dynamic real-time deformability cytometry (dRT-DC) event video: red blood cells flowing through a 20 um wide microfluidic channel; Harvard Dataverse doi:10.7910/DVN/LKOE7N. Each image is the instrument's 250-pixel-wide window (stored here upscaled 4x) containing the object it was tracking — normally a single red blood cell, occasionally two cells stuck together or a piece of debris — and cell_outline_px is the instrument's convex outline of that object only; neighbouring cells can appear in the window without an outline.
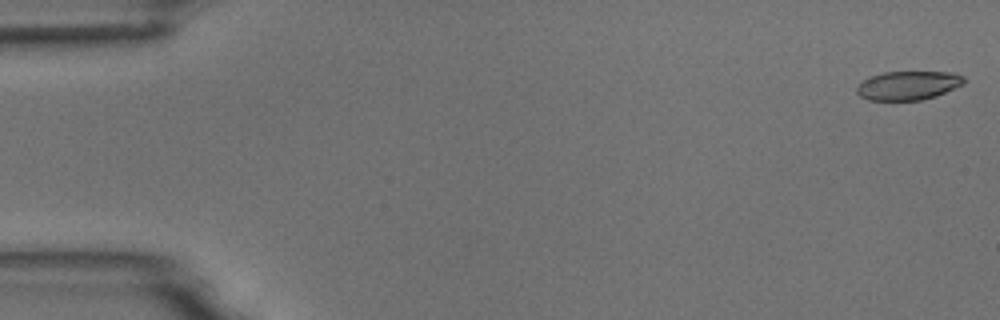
{"species": "common noctule bat (a hibernating species)", "species_latin": "Nyctalus noctula", "temperature_condition": "room temperature", "stored_images_in_passage": 6, "segment_of_instrument_passage": [2, 2], "camera_frame_rate_fps": 3000, "um_per_image_px": 0.085, "animal": {"sex": "male", "body_mass_g": 18.8}, "frame": {"image": 1, "passage_image": 6, "time_ms": 5.667, "image_size_px": [1000, 320], "cell_outline_px": [[968, 80], [964, 84], [936, 96], [920, 100], [868, 100], [860, 96], [856, 92], [856, 88], [864, 80], [872, 76], [884, 72], [952, 72], [964, 76]], "centroid_in_image_um": [77.24, 7.26], "position_along_channel_um": 7.8, "area_um2": 18.03}}